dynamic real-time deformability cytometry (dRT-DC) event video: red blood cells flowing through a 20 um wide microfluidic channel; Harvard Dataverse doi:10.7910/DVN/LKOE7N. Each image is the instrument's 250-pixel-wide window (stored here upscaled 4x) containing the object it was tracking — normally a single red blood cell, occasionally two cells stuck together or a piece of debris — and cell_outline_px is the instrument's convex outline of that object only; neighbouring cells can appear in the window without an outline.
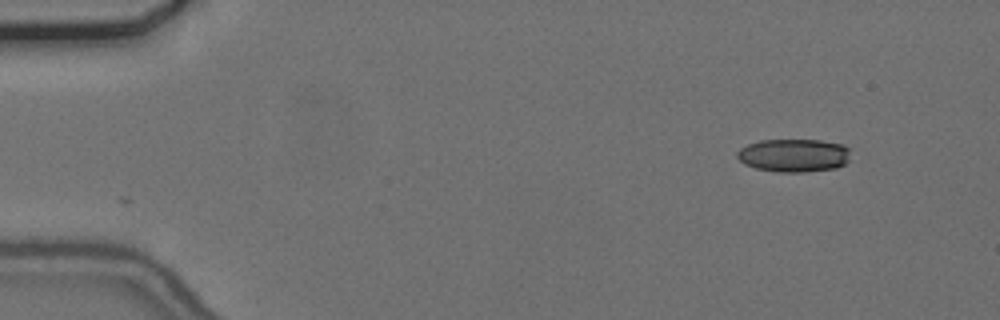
{"species": "common noctule bat (a hibernating species)", "species_latin": "Nyctalus noctula", "temperature_condition": "cold", "stored_images_in_passage": 51, "camera_frame_rate_fps": 3000, "um_per_image_px": 0.085, "animal": {"sex": "female", "body_mass_g": 24.6, "forearm_length_mm": 56.2}, "frame": {"image": 1, "passage_image": 1, "time_ms": 0.0, "image_size_px": [1000, 320], "cell_outline_px": [[848, 160], [844, 164], [836, 168], [804, 172], [780, 172], [756, 168], [744, 164], [736, 156], [736, 152], [740, 148], [748, 144], [760, 140], [820, 140], [844, 144], [848, 148]], "centroid_in_image_um": [67.46, 13.2], "position_along_channel_um": 17.5, "area_um2": 21.91}}
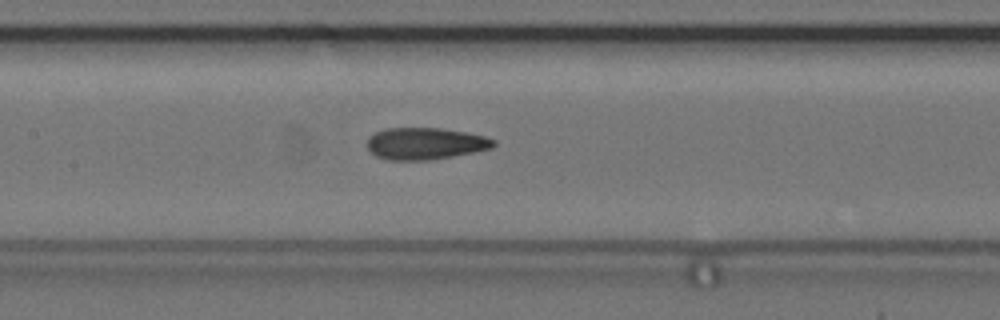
{"frame": {"image": 2, "passage_image": 22, "time_ms": 7.0, "image_size_px": [1000, 320], "cell_outline_px": [[496, 144], [492, 148], [476, 152], [428, 160], [388, 160], [376, 156], [368, 148], [368, 136], [384, 128], [440, 128], [468, 132], [484, 136], [496, 140]], "centroid_in_image_um": [36.17, 12.2], "position_along_channel_um": 171.2, "area_um2": 23.58}}
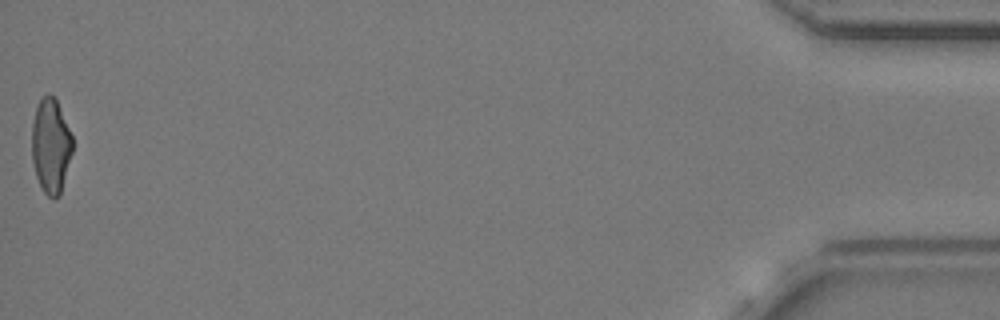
{"frame": {"image": 3, "passage_image": 51, "time_ms": 16.667, "image_size_px": [1000, 320], "cell_outline_px": [[72, 152], [60, 196], [56, 200], [52, 200], [44, 192], [36, 176], [32, 160], [32, 124], [36, 104], [48, 92], [56, 100], [72, 136]], "centroid_in_image_um": [4.31, 12.43], "position_along_channel_um": 430.9, "area_um2": 22.43}, "authors_computed_cell_mechanics": {"area_um2": 23.4668, "velocity_mm_per_s": 3.6993, "shape_relaxation_time_tau1_ms": null, "shape_relaxation_time_tau2_ms": 1.8146, "deformation_change_tau1": null, "deformation_change_tau2": 0.0966}}